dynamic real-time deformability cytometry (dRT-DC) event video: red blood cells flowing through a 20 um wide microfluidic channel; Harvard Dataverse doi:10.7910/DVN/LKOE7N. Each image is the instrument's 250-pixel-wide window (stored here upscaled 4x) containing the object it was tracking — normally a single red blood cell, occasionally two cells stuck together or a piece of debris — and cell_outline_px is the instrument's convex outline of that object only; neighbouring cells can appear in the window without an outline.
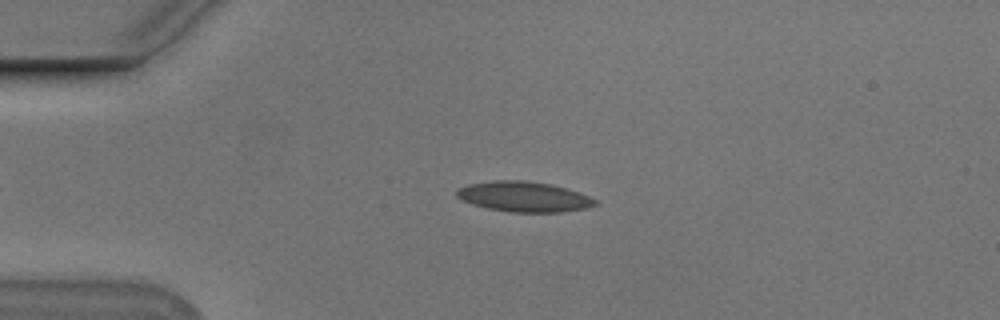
{"species": "Egyptian fruit bat (a non-hibernating species)", "species_latin": "Rousettus aegyptiacus", "temperature_condition": "cold", "stored_images_in_passage": 48, "camera_frame_rate_fps": 3000, "um_per_image_px": 0.085, "animal": {"sex": "male"}, "frame": {"image": 1, "passage_image": 12, "time_ms": 3.667, "image_size_px": [1000, 320], "cell_outline_px": [[600, 204], [588, 208], [564, 212], [512, 212], [488, 208], [472, 204], [460, 200], [456, 196], [456, 188], [468, 184], [492, 180], [520, 180], [552, 184], [580, 192], [596, 200]], "centroid_in_image_um": [44.53, 16.72], "position_along_channel_um": 40.5, "area_um2": 24.68}}
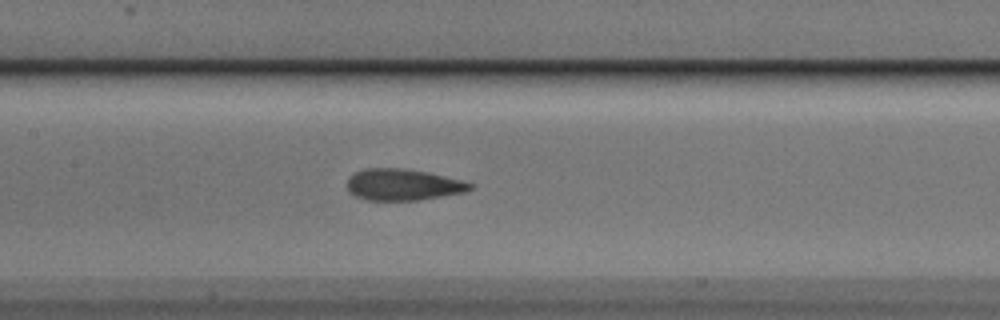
{"frame": {"image": 2, "passage_image": 25, "time_ms": 8.0, "image_size_px": [1000, 320], "cell_outline_px": [[472, 188], [464, 192], [420, 200], [368, 200], [356, 196], [348, 192], [348, 176], [364, 168], [404, 168], [428, 172], [464, 180], [472, 184]], "centroid_in_image_um": [34.25, 15.69], "position_along_channel_um": 173.2, "area_um2": 22.6}}
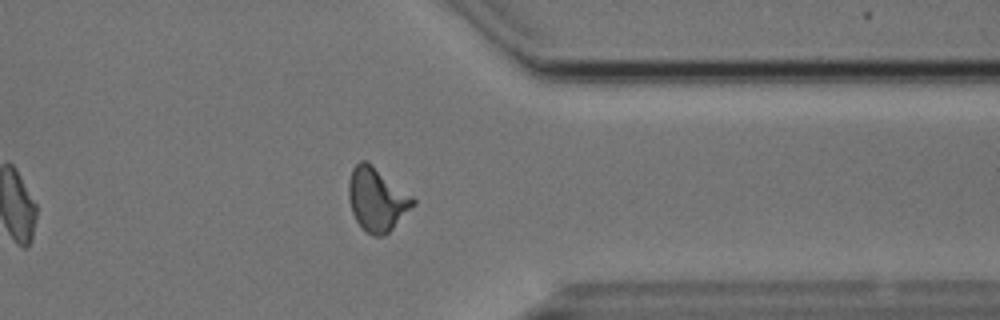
{"frame": {"image": 3, "passage_image": 42, "time_ms": 13.667, "image_size_px": [1000, 320], "cell_outline_px": [[416, 204], [384, 236], [372, 236], [356, 220], [352, 212], [348, 196], [348, 184], [352, 168], [360, 160], [364, 160], [412, 196], [416, 200]], "centroid_in_image_um": [32.02, 16.97], "position_along_channel_um": 379.4, "area_um2": 23.18}, "authors_computed_cell_mechanics": {"area_um2": 22.7443, "velocity_mm_per_s": 3.757, "shape_relaxation_time_tau1_ms": 4.2368, "shape_relaxation_time_tau2_ms": 1.9267, "deformation_change_tau1": 0.1418, "deformation_change_tau2": 0.0792}}